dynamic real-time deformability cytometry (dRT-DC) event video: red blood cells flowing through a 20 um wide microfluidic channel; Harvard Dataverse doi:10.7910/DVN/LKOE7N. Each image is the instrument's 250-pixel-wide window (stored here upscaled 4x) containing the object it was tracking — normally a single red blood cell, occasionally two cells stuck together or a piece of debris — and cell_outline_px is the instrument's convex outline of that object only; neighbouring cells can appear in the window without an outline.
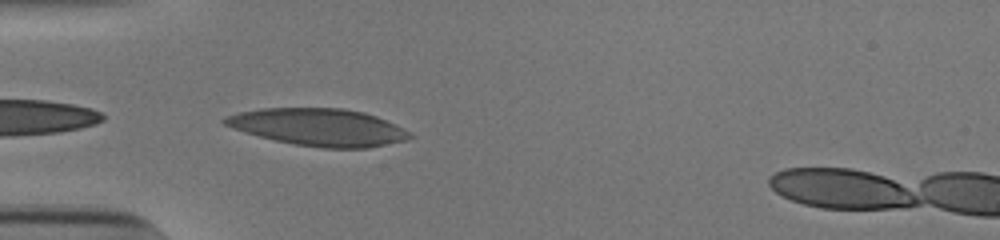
{"species": "human", "species_latin": "Homo sapiens", "temperature_condition": "cold", "stored_images_in_passage": 20, "camera_frame_rate_fps": 3000, "um_per_image_px": 0.085, "donor": {"sex": "male"}, "frame": {"image": 1, "passage_image": 1, "time_ms": 0.0, "image_size_px": [1000, 240], "cell_outline_px": [[416, 136], [408, 140], [368, 148], [324, 148], [296, 144], [276, 140], [244, 132], [232, 128], [224, 124], [220, 120], [228, 116], [240, 112], [260, 108], [344, 108], [364, 112], [376, 116], [396, 124], [412, 132]], "centroid_in_image_um": [27.15, 10.81], "position_along_channel_um": 57.9, "area_um2": 40.29}}
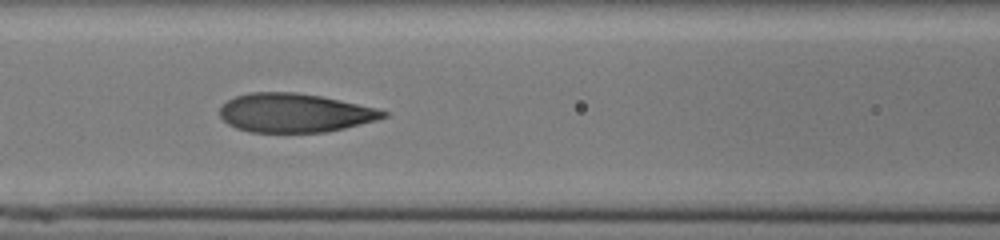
{"frame": {"image": 2, "passage_image": 8, "time_ms": 2.333, "image_size_px": [1000, 240], "cell_outline_px": [[388, 116], [376, 120], [344, 128], [324, 132], [248, 132], [236, 128], [228, 124], [220, 116], [220, 108], [228, 100], [236, 96], [248, 92], [296, 92], [320, 96], [340, 100], [376, 108], [388, 112]], "centroid_in_image_um": [25.03, 9.59], "position_along_channel_um": 141.6, "area_um2": 36.88}}
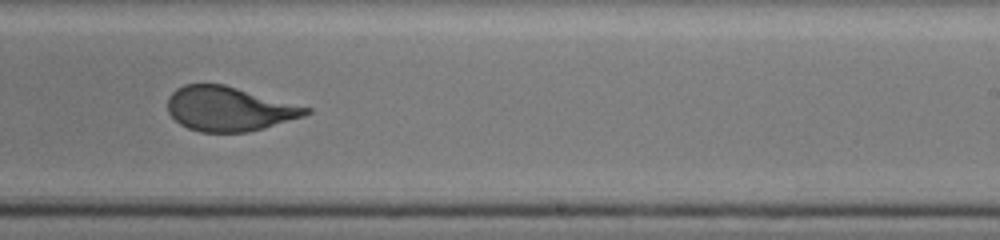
{"frame": {"image": 3, "passage_image": 18, "time_ms": 5.667, "image_size_px": [1000, 240], "cell_outline_px": [[312, 112], [304, 116], [264, 128], [248, 132], [200, 132], [188, 128], [180, 124], [168, 112], [168, 96], [176, 88], [184, 84], [224, 84], [312, 108]], "centroid_in_image_um": [19.47, 9.25], "position_along_channel_um": 269.5, "area_um2": 35.84}}